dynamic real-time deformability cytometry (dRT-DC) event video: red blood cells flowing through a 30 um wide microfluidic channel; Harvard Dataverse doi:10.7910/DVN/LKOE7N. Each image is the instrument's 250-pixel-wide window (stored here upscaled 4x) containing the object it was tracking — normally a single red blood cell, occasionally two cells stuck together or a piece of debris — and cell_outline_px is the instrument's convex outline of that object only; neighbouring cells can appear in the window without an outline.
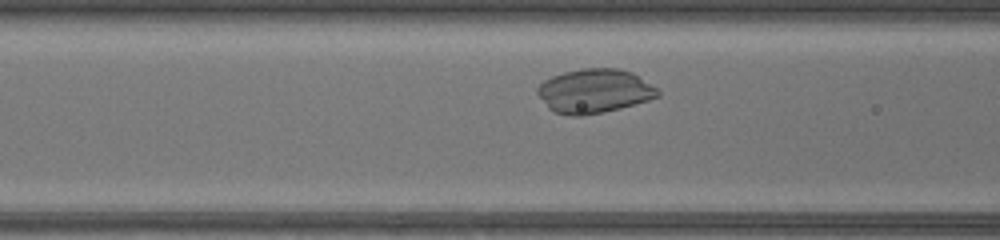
{"species": "common noctule bat (a hibernating species)", "species_latin": "Nyctalus noctula", "temperature_condition": "warm", "stored_images_in_passage": 29, "camera_frame_rate_fps": 3000, "um_per_image_px": 0.085, "animal": {"sex": "female", "body_mass_g": 17.0, "forearm_length_mm": 48.0}, "frame": {"image": 1, "passage_image": 6, "time_ms": 1.667, "image_size_px": [1000, 240], "cell_outline_px": [[656, 96], [644, 100], [616, 108], [596, 112], [556, 112], [552, 108], [540, 92], [540, 88], [548, 80], [556, 76], [572, 72], [600, 68], [604, 68], [624, 72], [636, 76], [652, 88]], "centroid_in_image_um": [50.53, 7.72], "position_along_channel_um": 116.1, "area_um2": 26.93}}
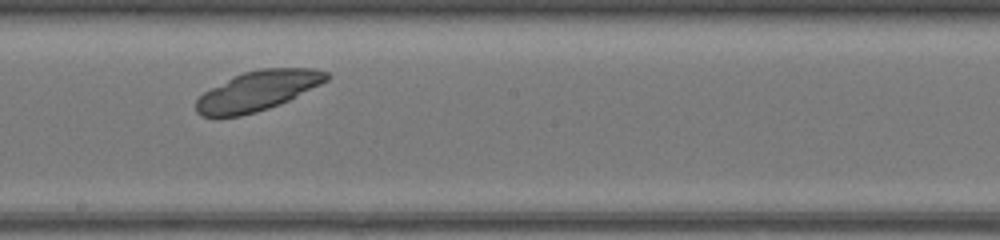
{"frame": {"image": 2, "passage_image": 14, "time_ms": 4.333, "image_size_px": [1000, 240], "cell_outline_px": [[328, 76], [324, 80], [276, 104], [252, 112], [236, 116], [204, 116], [196, 108], [196, 104], [200, 96], [236, 76], [248, 72], [280, 68], [296, 68], [324, 72]], "centroid_in_image_um": [21.81, 7.74], "position_along_channel_um": 226.4, "area_um2": 27.34}}
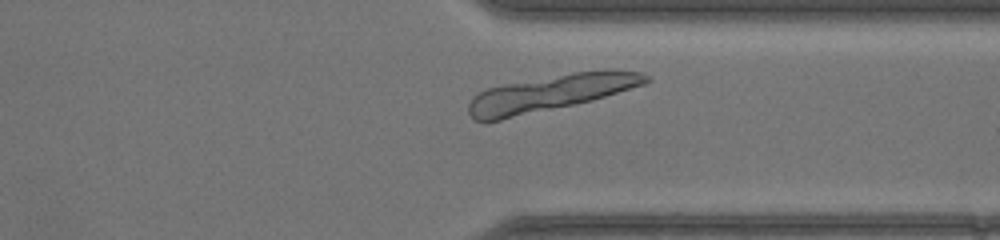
{"frame": {"image": 3, "passage_image": 24, "time_ms": 7.667, "image_size_px": [1000, 240], "cell_outline_px": [[648, 80], [640, 84], [588, 100], [496, 120], [476, 120], [472, 116], [472, 100], [476, 96], [492, 88], [580, 72], [632, 72]], "centroid_in_image_um": [46.68, 7.94], "position_along_channel_um": 364.7, "area_um2": 33.0}, "authors_computed_cell_mechanics": {"area_um2": 27.166, "velocity_mm_per_s": 4.1531, "shape_relaxation_time_tau1_ms": 1.0447, "shape_relaxation_time_tau2_ms": null, "deformation_change_tau1": 0.0557, "deformation_change_tau2": null}}